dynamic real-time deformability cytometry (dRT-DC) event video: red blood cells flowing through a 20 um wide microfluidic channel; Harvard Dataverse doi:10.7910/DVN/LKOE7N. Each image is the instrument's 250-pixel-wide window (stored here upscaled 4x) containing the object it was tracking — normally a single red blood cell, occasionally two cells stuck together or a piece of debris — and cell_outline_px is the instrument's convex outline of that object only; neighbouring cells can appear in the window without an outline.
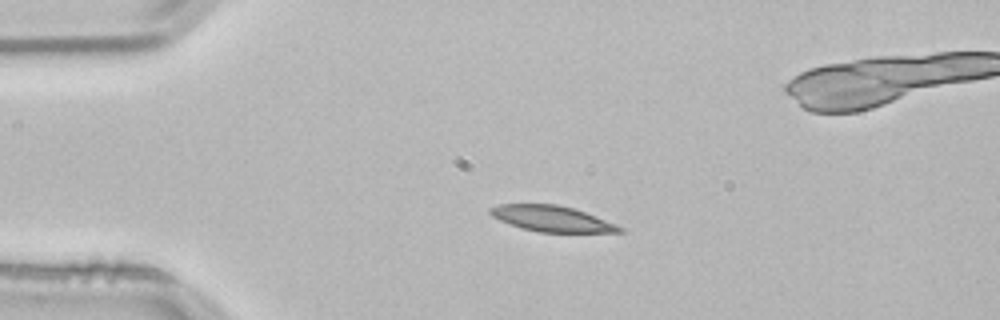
{"species": "common noctule bat (a hibernating species)", "species_latin": "Nyctalus noctula", "temperature_condition": "room temperature", "stored_images_in_passage": 43, "camera_frame_rate_fps": 3000, "um_per_image_px": 0.085, "animal": {"sex": "male", "body_mass_g": 21.5, "forearm_length_mm": 52.0}, "frame": {"image": 1, "passage_image": 1, "time_ms": 0.0, "image_size_px": [1000, 320], "cell_outline_px": [[624, 232], [540, 232], [520, 228], [500, 220], [492, 216], [488, 212], [488, 208], [500, 204], [556, 204], [572, 208], [584, 212], [616, 224], [624, 228]], "centroid_in_image_um": [46.87, 18.59], "position_along_channel_um": 38.1, "area_um2": 19.31}}
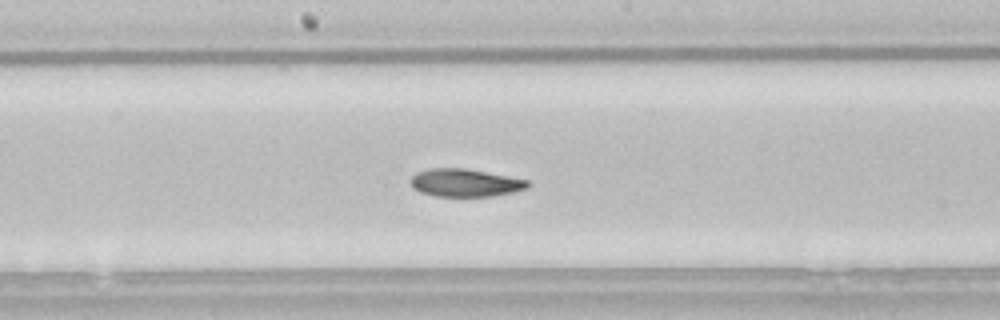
{"frame": {"image": 2, "passage_image": 17, "time_ms": 5.333, "image_size_px": [1000, 320], "cell_outline_px": [[532, 184], [528, 188], [512, 192], [492, 196], [436, 196], [420, 192], [412, 188], [408, 180], [416, 172], [428, 168], [464, 168], [508, 176], [528, 180]], "centroid_in_image_um": [39.5, 15.53], "position_along_channel_um": 208.7, "area_um2": 19.13}}
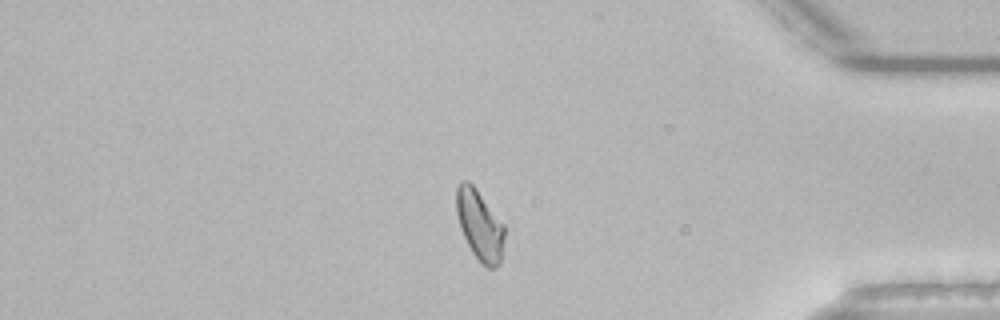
{"frame": {"image": 3, "passage_image": 34, "time_ms": 11.0, "image_size_px": [1000, 320], "cell_outline_px": [[504, 236], [500, 264], [496, 268], [488, 268], [480, 264], [472, 252], [460, 228], [456, 212], [456, 188], [460, 180], [468, 180], [476, 188], [504, 224]], "centroid_in_image_um": [40.76, 19.13], "position_along_channel_um": 394.4, "area_um2": 19.83}, "authors_computed_cell_mechanics": {"area_um2": 19.8832, "velocity_mm_per_s": 3.8124, "shape_relaxation_time_tau1_ms": 5.0136, "shape_relaxation_time_tau2_ms": 5.6966, "deformation_change_tau1": 0.1568, "deformation_change_tau2": 0.1126}}